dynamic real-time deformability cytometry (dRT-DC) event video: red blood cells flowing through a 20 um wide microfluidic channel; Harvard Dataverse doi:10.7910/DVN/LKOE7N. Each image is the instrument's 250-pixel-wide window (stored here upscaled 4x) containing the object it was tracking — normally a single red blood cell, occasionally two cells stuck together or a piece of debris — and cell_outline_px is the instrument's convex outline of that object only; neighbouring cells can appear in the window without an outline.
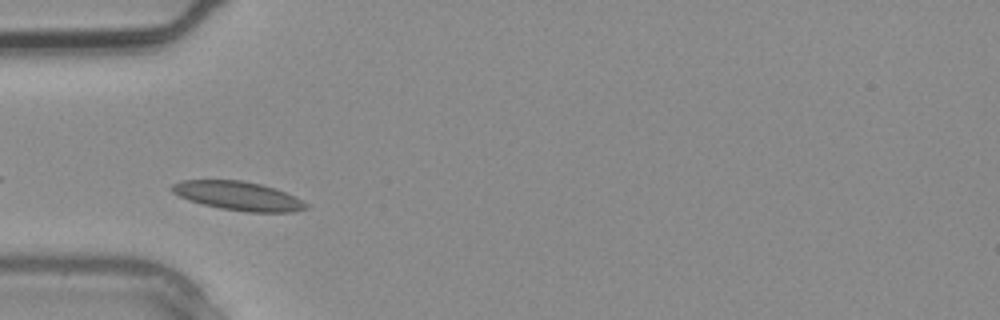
{"species": "common noctule bat (a hibernating species)", "species_latin": "Nyctalus noctula", "temperature_condition": "warm", "stored_images_in_passage": 2, "camera_frame_rate_fps": 3000, "um_per_image_px": 0.085, "animal": {"sex": "male", "body_mass_g": 20.4}, "frame": {"image": 1, "passage_image": 2, "time_ms": 0.333, "image_size_px": [1000, 320], "cell_outline_px": [[308, 208], [292, 212], [248, 212], [220, 208], [188, 200], [172, 192], [168, 188], [172, 184], [184, 180], [240, 180], [260, 184], [276, 188], [308, 204]], "centroid_in_image_um": [20.21, 16.65], "position_along_channel_um": 64.8, "area_um2": 22.37}}